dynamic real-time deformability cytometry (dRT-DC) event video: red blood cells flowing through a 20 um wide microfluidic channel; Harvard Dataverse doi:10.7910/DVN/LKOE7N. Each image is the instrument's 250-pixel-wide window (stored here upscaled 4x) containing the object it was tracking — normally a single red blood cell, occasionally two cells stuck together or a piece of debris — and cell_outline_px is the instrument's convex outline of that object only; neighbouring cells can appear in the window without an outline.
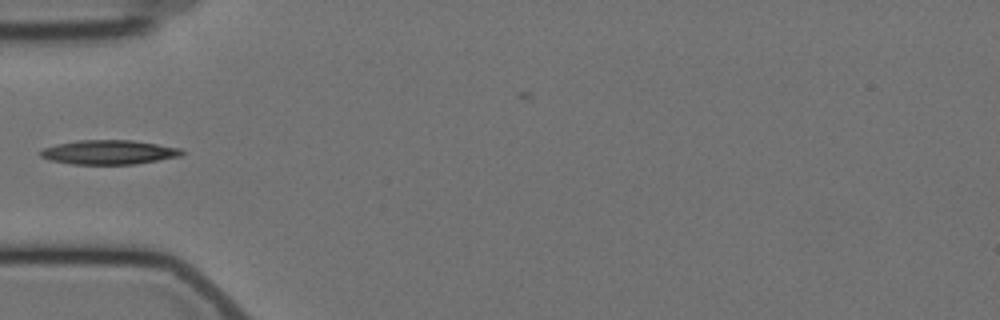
{"species": "Egyptian fruit bat (a non-hibernating species)", "species_latin": "Rousettus aegyptiacus", "temperature_condition": "cold", "stored_images_in_passage": 1, "camera_frame_rate_fps": 3000, "um_per_image_px": 0.085, "animal": {"sex": "female"}, "frame": {"image": 1, "passage_image": 1, "time_ms": 0.0, "image_size_px": [1000, 320], "cell_outline_px": [[184, 152], [180, 156], [136, 164], [72, 164], [48, 160], [40, 156], [40, 152], [44, 148], [56, 144], [76, 140], [132, 140], [180, 148]], "centroid_in_image_um": [9.22, 12.94], "position_along_channel_um": 75.8, "area_um2": 19.94}}